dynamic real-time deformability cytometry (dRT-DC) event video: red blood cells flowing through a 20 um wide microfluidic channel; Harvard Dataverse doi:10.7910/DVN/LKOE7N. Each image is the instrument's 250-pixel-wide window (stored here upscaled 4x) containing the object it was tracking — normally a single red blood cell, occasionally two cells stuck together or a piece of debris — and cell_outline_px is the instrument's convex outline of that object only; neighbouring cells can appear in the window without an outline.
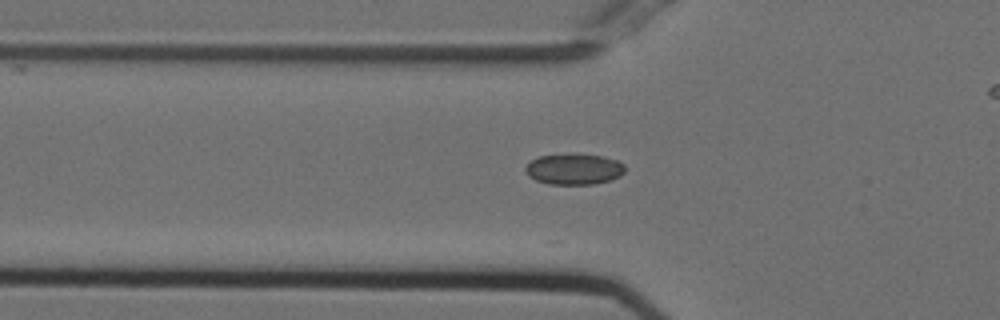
{"species": "Egyptian fruit bat (a non-hibernating species)", "species_latin": "Rousettus aegyptiacus", "temperature_condition": "cold", "stored_images_in_passage": 30, "camera_frame_rate_fps": 3000, "um_per_image_px": 0.085, "animal": {"sex": "female"}, "frame": {"image": 1, "passage_image": 18, "time_ms": 5.667, "image_size_px": [1000, 320], "cell_outline_px": [[624, 172], [620, 176], [608, 180], [592, 184], [548, 184], [536, 180], [528, 176], [524, 172], [524, 168], [532, 160], [540, 156], [572, 152], [604, 156], [616, 160], [624, 164]], "centroid_in_image_um": [48.76, 14.35], "position_along_channel_um": 77.0, "area_um2": 18.21}}
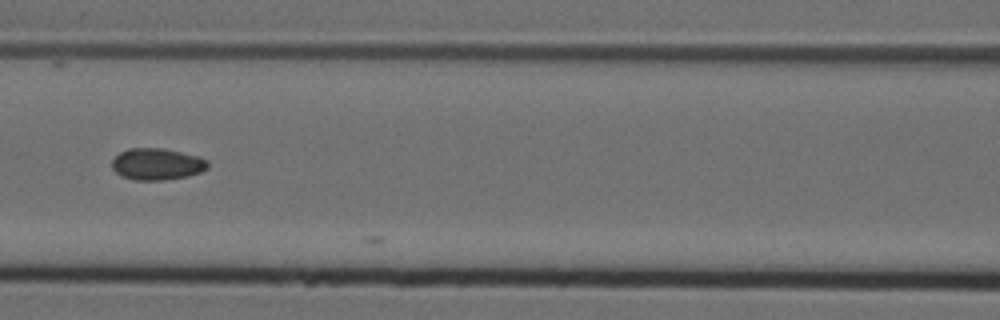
{"frame": {"image": 2, "passage_image": 24, "time_ms": 7.667, "image_size_px": [1000, 320], "cell_outline_px": [[208, 168], [200, 172], [188, 176], [164, 180], [136, 180], [124, 176], [116, 172], [112, 168], [112, 160], [120, 152], [128, 148], [164, 148], [196, 156], [208, 160]], "centroid_in_image_um": [13.34, 13.94], "position_along_channel_um": 153.3, "area_um2": 17.57}}
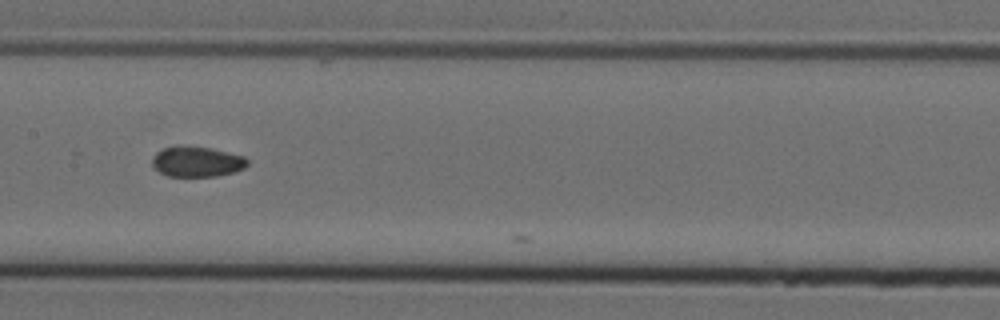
{"frame": {"image": 3, "passage_image": 27, "time_ms": 8.667, "image_size_px": [1000, 320], "cell_outline_px": [[248, 164], [244, 168], [232, 172], [216, 176], [168, 176], [160, 172], [152, 164], [152, 156], [160, 148], [176, 144], [212, 148], [244, 156], [248, 160]], "centroid_in_image_um": [16.7, 13.71], "position_along_channel_um": 190.7, "area_um2": 17.11}}